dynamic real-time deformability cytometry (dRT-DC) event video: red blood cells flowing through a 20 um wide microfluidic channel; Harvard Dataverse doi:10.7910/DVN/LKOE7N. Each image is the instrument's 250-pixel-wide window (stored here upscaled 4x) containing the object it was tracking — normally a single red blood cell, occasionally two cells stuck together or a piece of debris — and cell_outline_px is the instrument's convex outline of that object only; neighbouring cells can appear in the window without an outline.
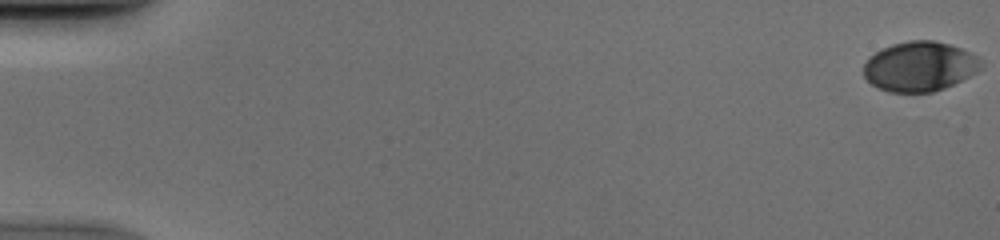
{"species": "human", "species_latin": "Homo sapiens", "temperature_condition": "cold", "stored_images_in_passage": 53, "camera_frame_rate_fps": 3000, "um_per_image_px": 0.085, "donor": {"sex": "male"}, "frame": {"image": 1, "passage_image": 1, "time_ms": 0.0, "image_size_px": [1000, 240], "cell_outline_px": [[980, 68], [976, 72], [944, 88], [932, 92], [888, 92], [876, 88], [864, 76], [864, 64], [868, 56], [892, 44], [908, 40], [932, 40], [948, 44], [960, 48], [976, 56], [980, 60]], "centroid_in_image_um": [78.11, 5.65], "position_along_channel_um": 6.9, "area_um2": 33.76}}
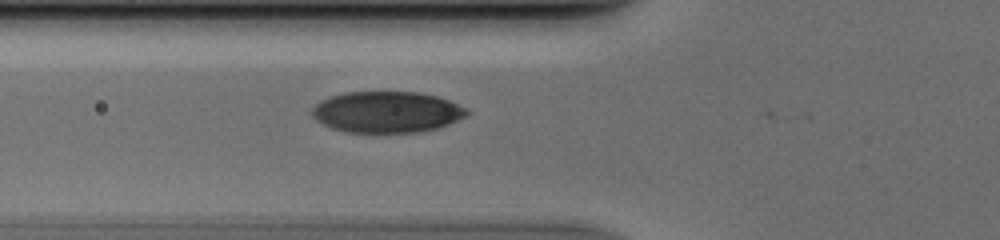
{"frame": {"image": 2, "passage_image": 21, "time_ms": 6.667, "image_size_px": [1000, 240], "cell_outline_px": [[468, 116], [440, 128], [420, 132], [344, 132], [332, 128], [316, 120], [308, 112], [320, 100], [344, 92], [420, 92], [436, 96], [448, 100], [468, 108]], "centroid_in_image_um": [32.89, 9.52], "position_along_channel_um": 92.9, "area_um2": 37.51}}
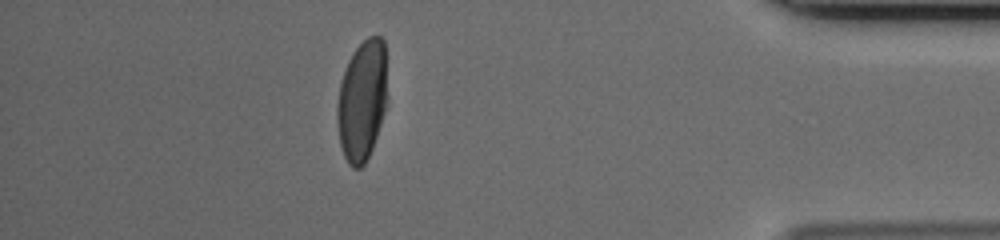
{"frame": {"image": 3, "passage_image": 47, "time_ms": 15.333, "image_size_px": [1000, 240], "cell_outline_px": [[388, 104], [372, 148], [364, 164], [360, 168], [352, 168], [348, 164], [340, 148], [336, 120], [336, 104], [340, 84], [348, 60], [352, 52], [368, 36], [380, 36], [384, 40]], "centroid_in_image_um": [30.77, 8.55], "position_along_channel_um": 404.4, "area_um2": 35.89}}